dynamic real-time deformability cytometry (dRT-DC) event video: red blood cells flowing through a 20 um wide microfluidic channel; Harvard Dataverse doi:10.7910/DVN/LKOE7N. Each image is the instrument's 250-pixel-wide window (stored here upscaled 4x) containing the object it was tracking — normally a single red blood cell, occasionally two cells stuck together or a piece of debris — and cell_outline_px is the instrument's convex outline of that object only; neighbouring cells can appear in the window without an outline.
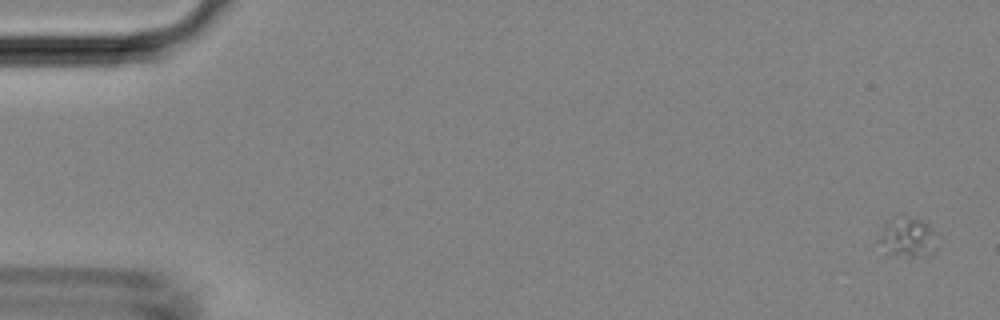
{"species": "Egyptian fruit bat (a non-hibernating species)", "species_latin": "Rousettus aegyptiacus", "temperature_condition": "room temperature", "stored_images_in_passage": 28, "camera_frame_rate_fps": 3000, "um_per_image_px": 0.085, "animal": {"sex": "female"}, "frame": {"image": 1, "passage_image": 1, "time_ms": 0.0, "image_size_px": [1000, 320], "cell_outline_px": [[936, 248], [932, 252], [924, 256], [912, 256], [888, 252], [880, 240], [880, 232], [888, 220], [892, 216], [908, 216], [920, 220], [928, 224], [932, 232]], "centroid_in_image_um": [77.14, 20.12], "position_along_channel_um": 7.9, "area_um2": 12.77}}
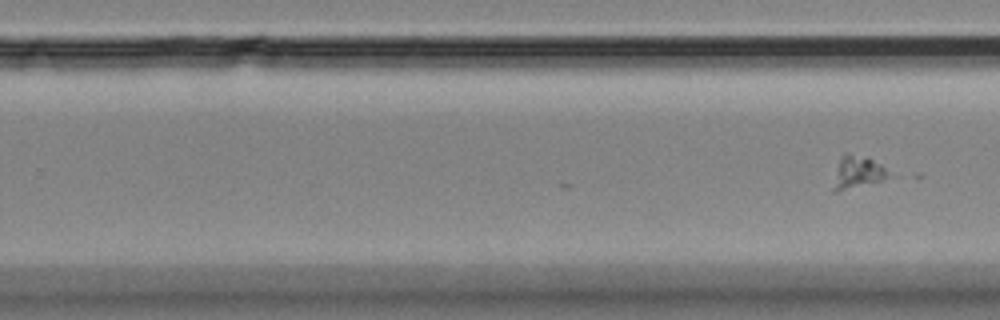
{"frame": {"image": 2, "passage_image": 28, "time_ms": 9.0, "image_size_px": [1000, 320], "cell_outline_px": [[900, 176], [836, 192], [832, 192], [832, 188], [840, 156], [852, 156], [872, 160], [880, 164]], "centroid_in_image_um": [73.02, 14.72], "position_along_channel_um": 256.8, "area_um2": 10.4}}